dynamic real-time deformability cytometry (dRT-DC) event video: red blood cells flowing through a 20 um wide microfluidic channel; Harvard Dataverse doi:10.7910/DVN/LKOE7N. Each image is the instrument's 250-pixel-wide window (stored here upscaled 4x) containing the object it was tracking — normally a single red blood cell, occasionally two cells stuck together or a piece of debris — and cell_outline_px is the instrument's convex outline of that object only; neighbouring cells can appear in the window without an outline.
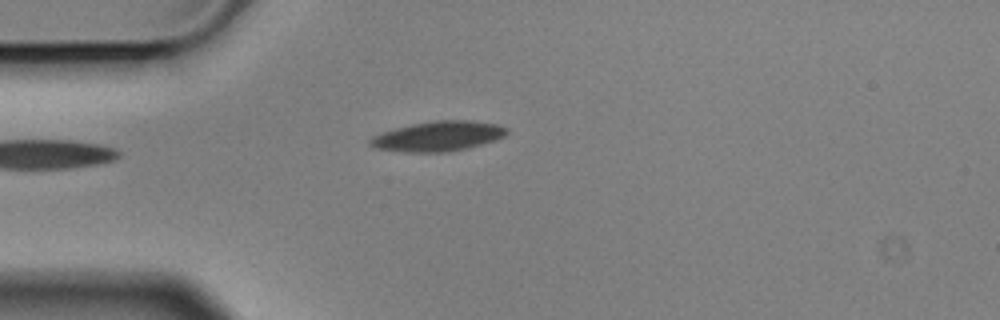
{"species": "Egyptian fruit bat (a non-hibernating species)", "species_latin": "Rousettus aegyptiacus", "temperature_condition": "cold", "stored_images_in_passage": 3, "camera_frame_rate_fps": 3000, "um_per_image_px": 0.085, "animal": {"sex": "male"}, "frame": {"image": 1, "passage_image": 3, "time_ms": 0.667, "image_size_px": [1000, 320], "cell_outline_px": [[508, 132], [504, 136], [496, 140], [468, 148], [448, 152], [404, 152], [376, 148], [368, 144], [368, 140], [372, 136], [396, 128], [412, 124], [436, 120], [472, 120], [496, 124], [508, 128]], "centroid_in_image_um": [37.25, 11.58], "position_along_channel_um": 47.7, "area_um2": 23.87}}